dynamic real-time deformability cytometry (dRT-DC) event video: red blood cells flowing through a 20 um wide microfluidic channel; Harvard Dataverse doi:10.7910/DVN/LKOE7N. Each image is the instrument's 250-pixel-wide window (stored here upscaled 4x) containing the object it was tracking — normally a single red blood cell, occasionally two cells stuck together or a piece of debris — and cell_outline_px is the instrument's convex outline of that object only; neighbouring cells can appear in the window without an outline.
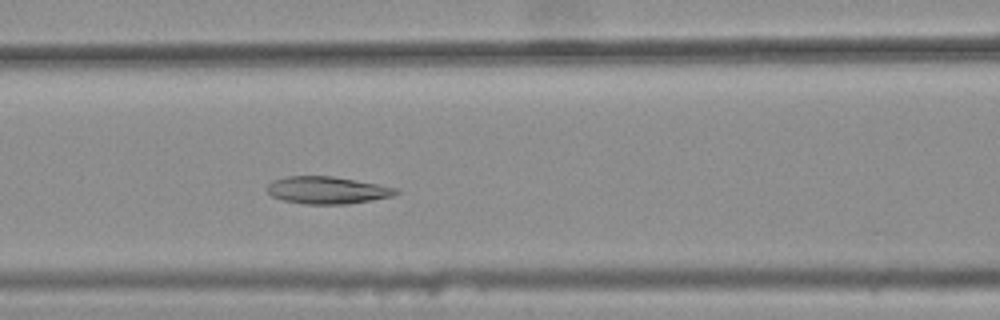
{"species": "common noctule bat (a hibernating species)", "species_latin": "Nyctalus noctula", "temperature_condition": "warm", "stored_images_in_passage": 28, "camera_frame_rate_fps": 3000, "um_per_image_px": 0.085, "animal": {"sex": "female", "body_mass_g": 25.1}, "frame": {"image": 1, "passage_image": 7, "time_ms": 2.0, "image_size_px": [1000, 320], "cell_outline_px": [[400, 192], [392, 196], [372, 200], [348, 204], [304, 204], [284, 200], [272, 196], [268, 192], [268, 184], [272, 180], [284, 176], [332, 176], [356, 180], [396, 188]], "centroid_in_image_um": [27.79, 16.16], "position_along_channel_um": 138.8, "area_um2": 20.4}}
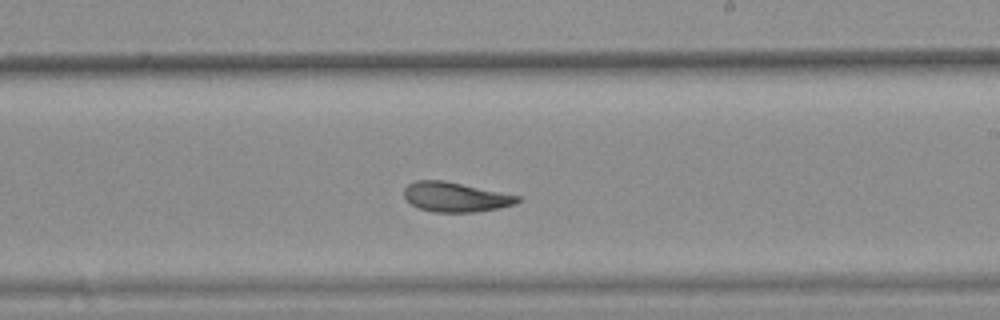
{"frame": {"image": 2, "passage_image": 16, "time_ms": 5.0, "image_size_px": [1000, 320], "cell_outline_px": [[520, 200], [512, 204], [500, 208], [476, 212], [436, 212], [420, 208], [412, 204], [404, 196], [404, 188], [408, 184], [416, 180], [444, 180], [520, 196]], "centroid_in_image_um": [38.7, 16.74], "position_along_channel_um": 250.3, "area_um2": 19.42}}
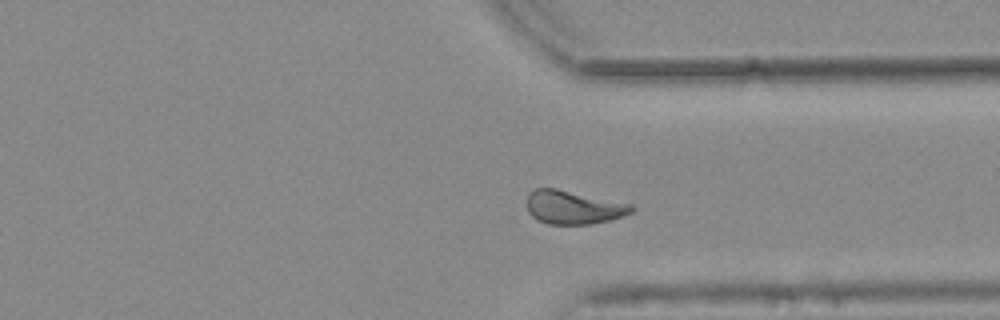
{"frame": {"image": 3, "passage_image": 25, "time_ms": 8.0, "image_size_px": [1000, 320], "cell_outline_px": [[636, 208], [632, 212], [624, 216], [608, 220], [588, 224], [548, 224], [532, 216], [528, 212], [528, 192], [536, 188], [556, 188], [632, 204]], "centroid_in_image_um": [48.75, 17.61], "position_along_channel_um": 362.6, "area_um2": 20.35}, "authors_computed_cell_mechanics": {"area_um2": 20.1144, "velocity_mm_per_s": 3.7285, "shape_relaxation_time_tau1_ms": null, "shape_relaxation_time_tau2_ms": 2.0672, "deformation_change_tau1": null, "deformation_change_tau2": 0.087}}